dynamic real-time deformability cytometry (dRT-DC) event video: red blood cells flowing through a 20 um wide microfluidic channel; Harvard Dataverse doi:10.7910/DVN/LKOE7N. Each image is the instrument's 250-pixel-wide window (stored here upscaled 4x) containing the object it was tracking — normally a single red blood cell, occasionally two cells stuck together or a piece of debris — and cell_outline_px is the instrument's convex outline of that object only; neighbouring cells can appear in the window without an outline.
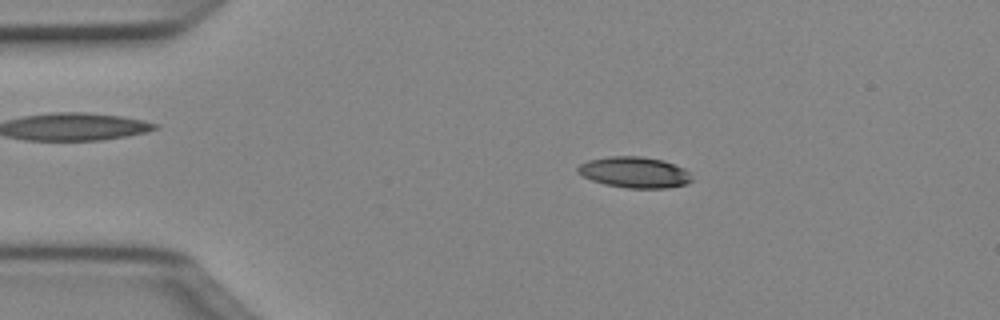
{"species": "Egyptian fruit bat (a non-hibernating species)", "species_latin": "Rousettus aegyptiacus", "temperature_condition": "cold", "stored_images_in_passage": 49, "camera_frame_rate_fps": 3000, "um_per_image_px": 0.085, "animal": {"sex": "female"}, "frame": {"image": 1, "passage_image": 9, "time_ms": 2.667, "image_size_px": [1000, 320], "cell_outline_px": [[692, 180], [688, 184], [668, 188], [628, 188], [604, 184], [592, 180], [576, 172], [576, 168], [580, 164], [588, 160], [608, 156], [640, 156], [664, 160], [684, 168], [688, 172]], "centroid_in_image_um": [53.93, 14.64], "position_along_channel_um": 31.1, "area_um2": 20.69}}
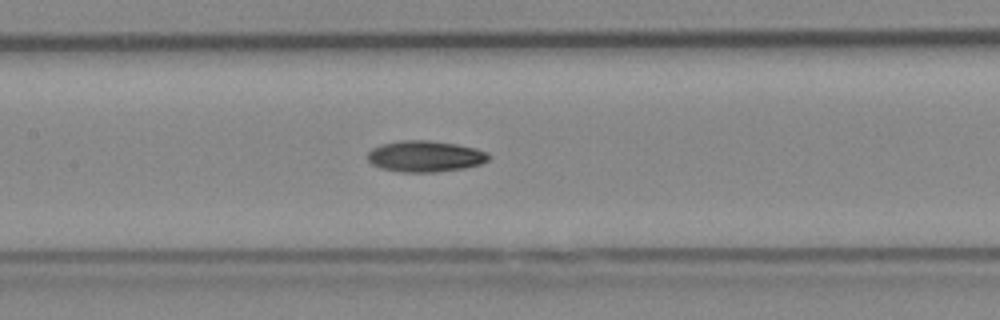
{"frame": {"image": 2, "passage_image": 23, "time_ms": 7.333, "image_size_px": [1000, 320], "cell_outline_px": [[488, 160], [480, 164], [464, 168], [436, 172], [400, 172], [380, 168], [372, 164], [368, 160], [368, 152], [372, 148], [380, 144], [400, 140], [428, 140], [456, 144], [476, 148], [488, 152]], "centroid_in_image_um": [36.11, 13.28], "position_along_channel_um": 171.3, "area_um2": 22.08}}
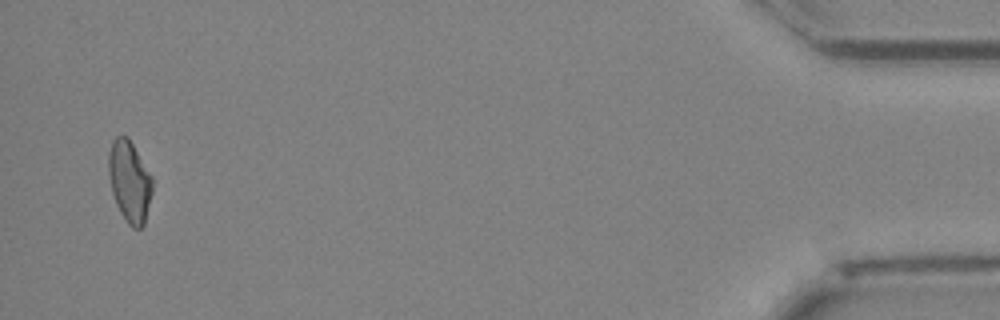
{"frame": {"image": 3, "passage_image": 48, "time_ms": 15.667, "image_size_px": [1000, 320], "cell_outline_px": [[152, 192], [144, 224], [140, 228], [132, 228], [128, 224], [120, 212], [116, 204], [112, 192], [108, 176], [108, 152], [112, 140], [116, 136], [128, 136], [152, 176]], "centroid_in_image_um": [10.99, 15.4], "position_along_channel_um": 424.2, "area_um2": 20.87}, "authors_computed_cell_mechanics": {"area_um2": 20.808, "velocity_mm_per_s": 4.0622, "shape_relaxation_time_tau1_ms": 4.3105, "shape_relaxation_time_tau2_ms": null, "deformation_change_tau1": 0.1674, "deformation_change_tau2": null}}